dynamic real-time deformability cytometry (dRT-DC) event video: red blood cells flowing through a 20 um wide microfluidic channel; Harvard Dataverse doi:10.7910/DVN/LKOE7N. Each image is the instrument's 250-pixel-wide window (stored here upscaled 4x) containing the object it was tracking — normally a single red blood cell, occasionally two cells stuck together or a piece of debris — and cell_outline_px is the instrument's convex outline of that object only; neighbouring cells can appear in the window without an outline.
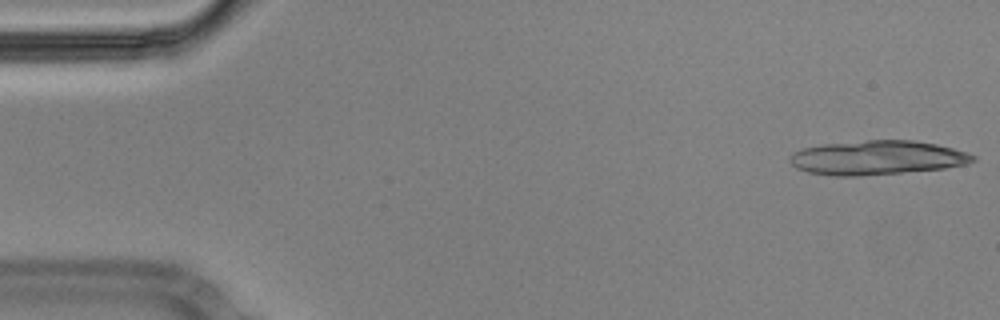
{"species": "Egyptian fruit bat (a non-hibernating species)", "species_latin": "Rousettus aegyptiacus", "temperature_condition": "cold", "stored_images_in_passage": 14, "camera_frame_rate_fps": 3000, "um_per_image_px": 0.085, "animal": {"sex": "male"}, "frame": {"image": 1, "passage_image": 1, "time_ms": 0.0, "image_size_px": [1000, 320], "cell_outline_px": [[976, 160], [968, 164], [944, 168], [860, 176], [832, 176], [808, 172], [796, 168], [788, 160], [788, 156], [792, 152], [804, 148], [824, 144], [868, 140], [912, 140], [936, 144], [968, 152], [976, 156]], "centroid_in_image_um": [74.54, 13.4], "position_along_channel_um": 10.5, "area_um2": 36.59}}